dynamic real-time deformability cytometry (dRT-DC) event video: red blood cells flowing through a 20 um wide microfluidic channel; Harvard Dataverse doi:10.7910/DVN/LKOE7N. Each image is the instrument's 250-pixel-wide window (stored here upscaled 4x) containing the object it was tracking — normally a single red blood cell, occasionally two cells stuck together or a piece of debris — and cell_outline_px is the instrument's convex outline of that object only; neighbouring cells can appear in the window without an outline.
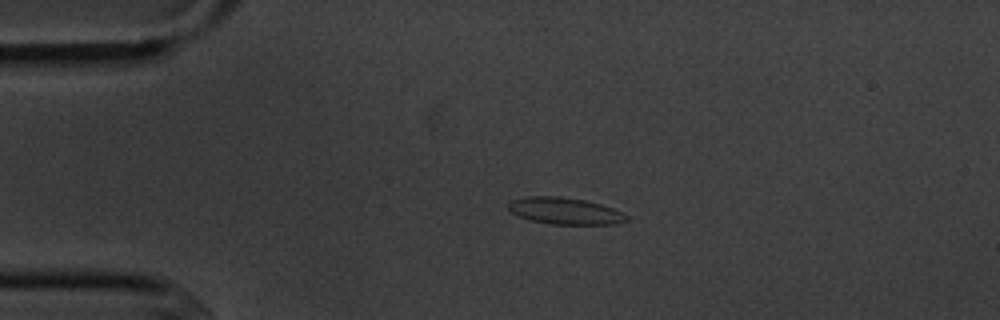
{"species": "common noctule bat (a hibernating species)", "species_latin": "Nyctalus noctula", "temperature_condition": "cold", "stored_images_in_passage": 4, "camera_frame_rate_fps": 3000, "um_per_image_px": 0.085, "animal": {"sex": "male", "body_mass_g": 20.1, "forearm_length_mm": 53.5}, "frame": {"image": 1, "passage_image": 3, "time_ms": 2.333, "image_size_px": [1000, 320], "cell_outline_px": [[628, 220], [616, 224], [552, 224], [532, 220], [520, 216], [512, 212], [508, 208], [508, 200], [528, 196], [560, 196], [584, 200], [600, 204], [624, 212], [628, 216]], "centroid_in_image_um": [48.03, 17.92], "position_along_channel_um": 37.0, "area_um2": 18.38}}